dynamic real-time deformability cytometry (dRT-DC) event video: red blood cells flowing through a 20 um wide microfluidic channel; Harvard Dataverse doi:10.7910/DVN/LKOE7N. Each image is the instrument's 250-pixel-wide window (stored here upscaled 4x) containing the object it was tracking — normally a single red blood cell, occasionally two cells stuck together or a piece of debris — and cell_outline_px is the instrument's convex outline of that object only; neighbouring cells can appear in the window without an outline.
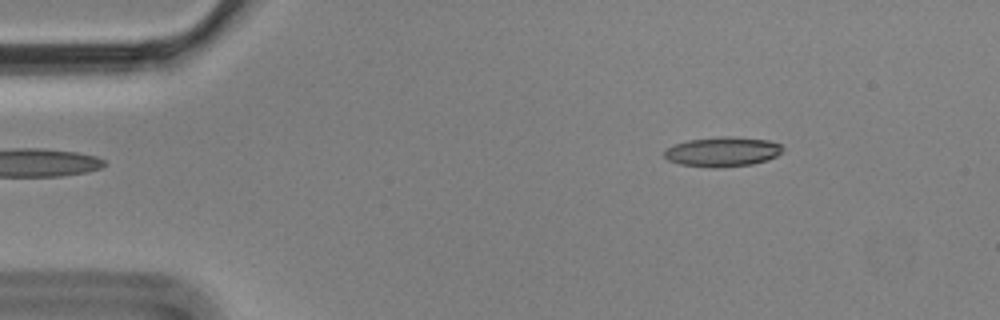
{"species": "Egyptian fruit bat (a non-hibernating species)", "species_latin": "Rousettus aegyptiacus", "temperature_condition": "cold", "stored_images_in_passage": 2, "camera_frame_rate_fps": 3000, "um_per_image_px": 0.085, "animal": {"sex": "male"}, "frame": {"image": 1, "passage_image": 2, "time_ms": 0.333, "image_size_px": [1000, 320], "cell_outline_px": [[784, 148], [776, 156], [768, 160], [752, 164], [720, 168], [712, 168], [680, 164], [668, 160], [664, 156], [664, 148], [688, 140], [724, 136], [728, 136], [768, 140], [780, 144]], "centroid_in_image_um": [61.4, 12.9], "position_along_channel_um": 23.6, "area_um2": 20.52}}